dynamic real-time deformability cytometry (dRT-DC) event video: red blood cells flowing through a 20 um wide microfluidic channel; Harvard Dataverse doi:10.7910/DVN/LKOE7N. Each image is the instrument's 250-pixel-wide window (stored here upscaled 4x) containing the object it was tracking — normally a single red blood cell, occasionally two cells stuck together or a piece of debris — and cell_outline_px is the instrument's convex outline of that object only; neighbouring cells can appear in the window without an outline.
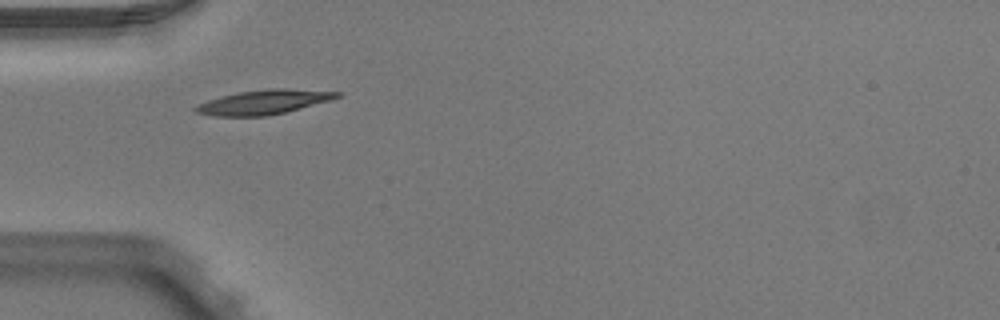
{"species": "Egyptian fruit bat (a non-hibernating species)", "species_latin": "Rousettus aegyptiacus", "temperature_condition": "warm", "stored_images_in_passage": 36, "camera_frame_rate_fps": 3000, "um_per_image_px": 0.085, "animal": {"sex": "male"}, "frame": {"image": 1, "passage_image": 1, "time_ms": 0.0, "image_size_px": [1000, 320], "cell_outline_px": [[344, 92], [340, 96], [332, 100], [268, 116], [216, 116], [196, 112], [192, 108], [208, 100], [240, 92], [268, 88], [288, 88]], "centroid_in_image_um": [22.48, 8.67], "position_along_channel_um": 62.5, "area_um2": 20.0}}
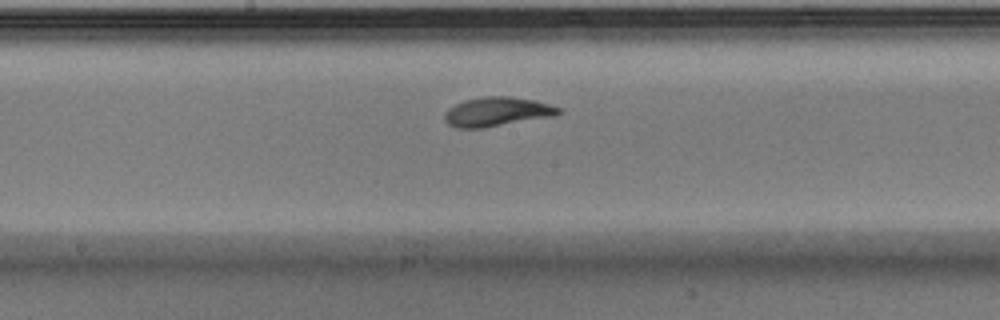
{"frame": {"image": 2, "passage_image": 12, "time_ms": 3.667, "image_size_px": [1000, 320], "cell_outline_px": [[564, 112], [556, 116], [484, 128], [456, 128], [448, 124], [444, 120], [444, 112], [448, 108], [464, 100], [484, 96], [512, 96], [536, 100], [560, 108]], "centroid_in_image_um": [42.27, 9.5], "position_along_channel_um": 205.9, "area_um2": 19.77}}
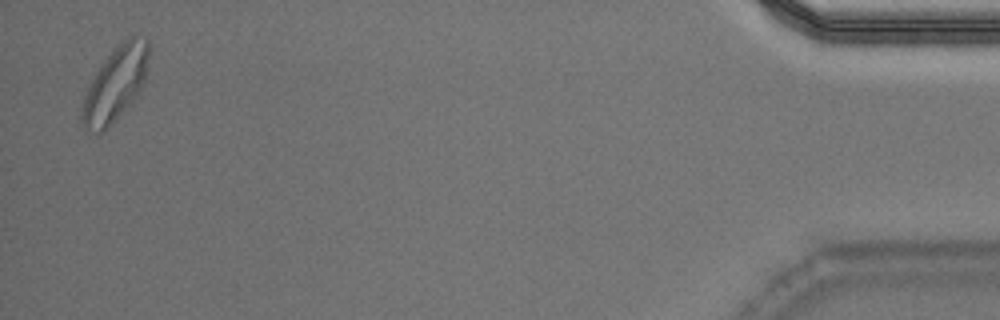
{"frame": {"image": 3, "passage_image": 35, "time_ms": 11.333, "image_size_px": [1000, 320], "cell_outline_px": [[148, 56], [144, 80], [140, 92], [132, 104], [128, 108], [96, 136], [84, 128], [80, 120], [80, 112], [84, 96], [88, 84], [100, 64], [112, 48], [128, 36], [136, 36], [148, 40]], "centroid_in_image_um": [9.76, 7.16], "position_along_channel_um": 425.4, "area_um2": 29.3}, "authors_computed_cell_mechanics": {"area_um2": 19.363, "velocity_mm_per_s": 3.956, "shape_relaxation_time_tau1_ms": 2.9311, "shape_relaxation_time_tau2_ms": 0.8777, "deformation_change_tau1": 0.1539, "deformation_change_tau2": 0.0429}}